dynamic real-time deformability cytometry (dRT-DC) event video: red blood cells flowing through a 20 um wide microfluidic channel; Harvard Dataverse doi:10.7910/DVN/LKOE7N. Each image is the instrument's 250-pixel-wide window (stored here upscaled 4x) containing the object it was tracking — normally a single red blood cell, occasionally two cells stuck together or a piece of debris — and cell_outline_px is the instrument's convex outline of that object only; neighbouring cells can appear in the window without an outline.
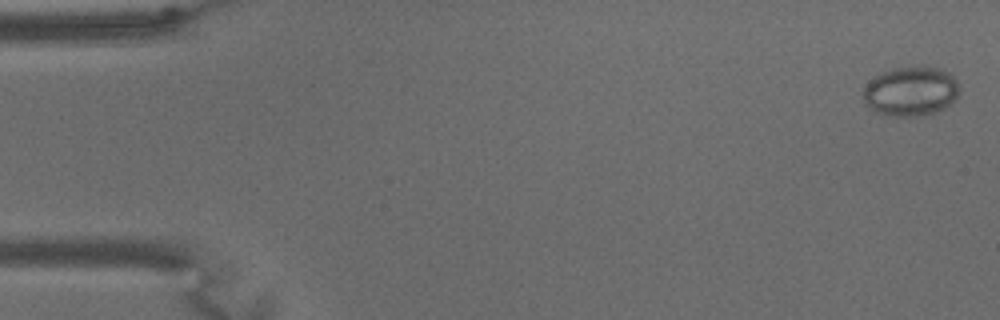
{"species": "common noctule bat (a hibernating species)", "species_latin": "Nyctalus noctula", "temperature_condition": "warm", "stored_images_in_passage": 11, "camera_frame_rate_fps": 3000, "um_per_image_px": 0.085, "animal": {"sex": "male", "body_mass_g": 15.6}, "frame": {"image": 1, "passage_image": 2, "time_ms": 0.333, "image_size_px": [1000, 320], "cell_outline_px": [[956, 96], [944, 108], [936, 112], [916, 116], [892, 116], [876, 112], [864, 104], [864, 88], [868, 80], [892, 68], [916, 64], [920, 64], [940, 68], [948, 72], [956, 80]], "centroid_in_image_um": [77.37, 7.72], "position_along_channel_um": 7.6, "area_um2": 27.8}}